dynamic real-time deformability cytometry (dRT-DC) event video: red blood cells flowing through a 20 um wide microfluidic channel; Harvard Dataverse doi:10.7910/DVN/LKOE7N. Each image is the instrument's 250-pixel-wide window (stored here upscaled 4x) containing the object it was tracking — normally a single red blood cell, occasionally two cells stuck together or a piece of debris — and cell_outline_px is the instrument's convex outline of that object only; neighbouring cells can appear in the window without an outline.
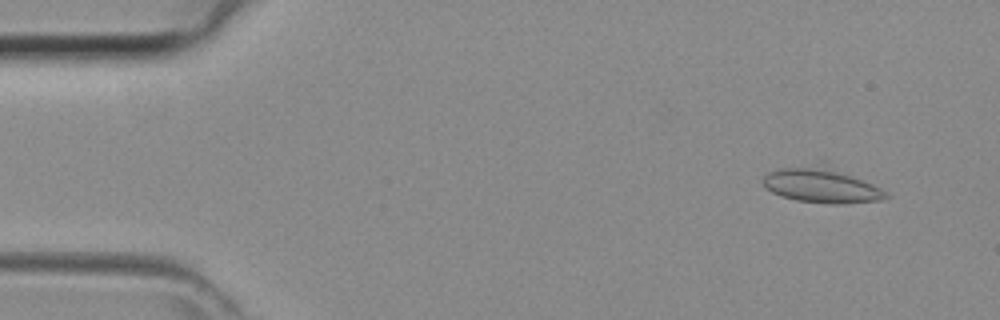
{"species": "common noctule bat (a hibernating species)", "species_latin": "Nyctalus noctula", "temperature_condition": "room temperature", "stored_images_in_passage": 45, "camera_frame_rate_fps": 3000, "um_per_image_px": 0.085, "animal": {"sex": "female", "body_mass_g": 29.2, "forearm_length_mm": 56.3}, "frame": {"image": 1, "passage_image": 4, "time_ms": 1.0, "image_size_px": [1000, 320], "cell_outline_px": [[892, 196], [880, 200], [836, 204], [832, 204], [796, 200], [780, 196], [764, 188], [764, 176], [768, 172], [780, 168], [812, 168], [836, 172], [872, 184], [880, 188]], "centroid_in_image_um": [69.78, 15.85], "position_along_channel_um": 15.2, "area_um2": 23.12}}
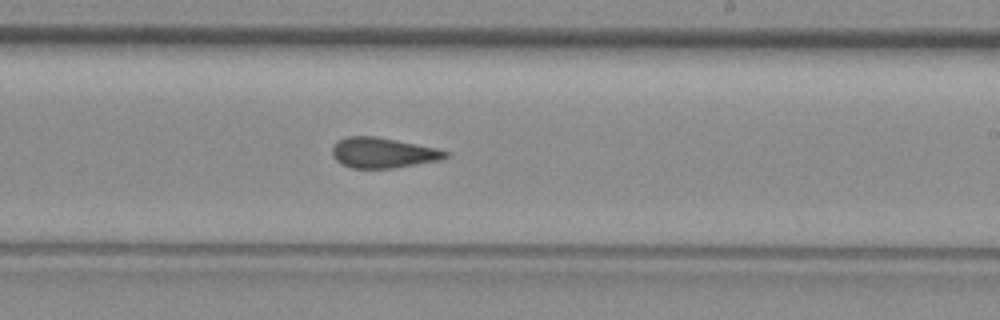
{"frame": {"image": 2, "passage_image": 26, "time_ms": 8.333, "image_size_px": [1000, 320], "cell_outline_px": [[448, 156], [440, 160], [392, 168], [352, 168], [340, 164], [332, 156], [332, 144], [336, 140], [348, 136], [376, 136], [436, 148], [448, 152]], "centroid_in_image_um": [32.48, 12.98], "position_along_channel_um": 256.5, "area_um2": 20.06}}
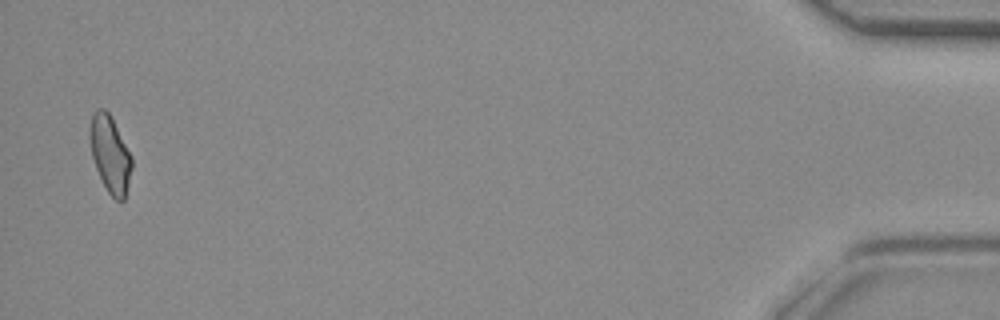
{"frame": {"image": 3, "passage_image": 43, "time_ms": 14.0, "image_size_px": [1000, 320], "cell_outline_px": [[132, 168], [124, 200], [116, 200], [108, 192], [96, 168], [92, 156], [88, 136], [88, 132], [92, 116], [96, 108], [104, 108], [108, 112], [132, 156]], "centroid_in_image_um": [9.34, 13.08], "position_along_channel_um": 425.9, "area_um2": 18.55}}